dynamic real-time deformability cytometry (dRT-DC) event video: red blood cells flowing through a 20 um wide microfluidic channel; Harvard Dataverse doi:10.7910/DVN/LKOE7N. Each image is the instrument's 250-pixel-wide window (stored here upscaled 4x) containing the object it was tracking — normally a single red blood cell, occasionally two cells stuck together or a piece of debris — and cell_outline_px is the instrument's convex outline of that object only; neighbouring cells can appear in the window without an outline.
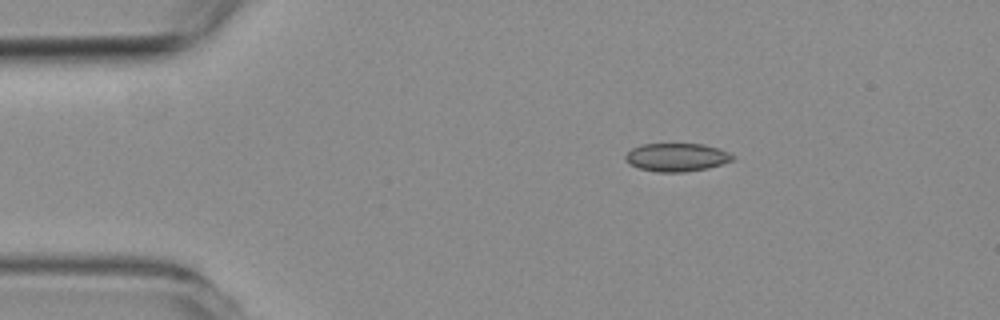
{"species": "common noctule bat (a hibernating species)", "species_latin": "Nyctalus noctula", "temperature_condition": "room temperature", "stored_images_in_passage": 5, "camera_frame_rate_fps": 3000, "um_per_image_px": 0.085, "animal": {"sex": "female", "body_mass_g": 19.3, "forearm_length_mm": 54.1}, "frame": {"image": 1, "passage_image": 2, "time_ms": 1.333, "image_size_px": [1000, 320], "cell_outline_px": [[736, 156], [732, 160], [708, 168], [684, 172], [656, 172], [640, 168], [628, 164], [624, 160], [624, 156], [632, 148], [640, 144], [704, 144], [720, 148]], "centroid_in_image_um": [57.5, 13.36], "position_along_channel_um": 27.5, "area_um2": 17.74}}
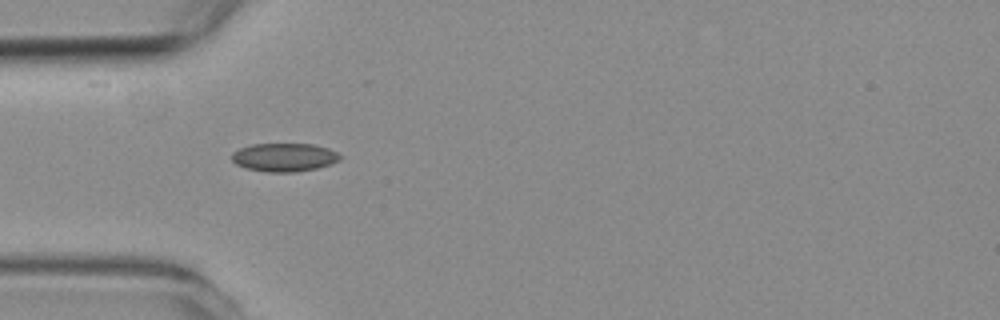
{"frame": {"image": 2, "passage_image": 4, "time_ms": 3.667, "image_size_px": [1000, 320], "cell_outline_px": [[340, 160], [332, 164], [316, 168], [296, 172], [268, 172], [244, 168], [236, 164], [232, 160], [232, 152], [240, 148], [252, 144], [312, 144], [328, 148], [336, 152], [340, 156]], "centroid_in_image_um": [24.15, 13.37], "position_along_channel_um": 60.9, "area_um2": 17.92}}
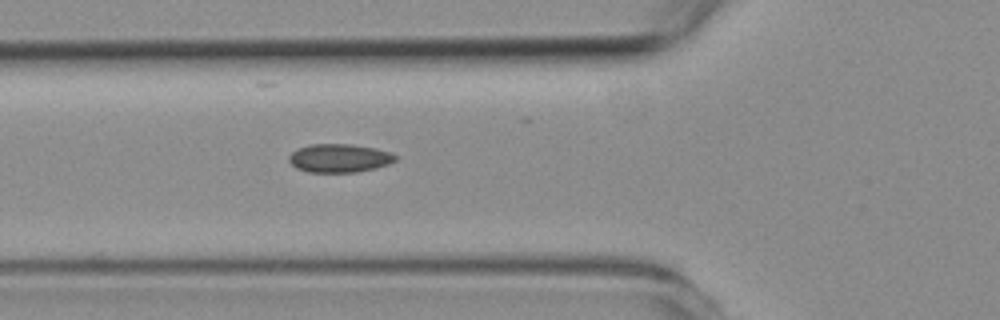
{"frame": {"image": 3, "passage_image": 5, "time_ms": 4.667, "image_size_px": [1000, 320], "cell_outline_px": [[400, 156], [396, 160], [388, 164], [376, 168], [356, 172], [308, 172], [296, 168], [288, 160], [288, 156], [292, 152], [300, 148], [312, 144], [352, 144], [376, 148], [392, 152]], "centroid_in_image_um": [28.89, 13.44], "position_along_channel_um": 96.9, "area_um2": 17.8}}